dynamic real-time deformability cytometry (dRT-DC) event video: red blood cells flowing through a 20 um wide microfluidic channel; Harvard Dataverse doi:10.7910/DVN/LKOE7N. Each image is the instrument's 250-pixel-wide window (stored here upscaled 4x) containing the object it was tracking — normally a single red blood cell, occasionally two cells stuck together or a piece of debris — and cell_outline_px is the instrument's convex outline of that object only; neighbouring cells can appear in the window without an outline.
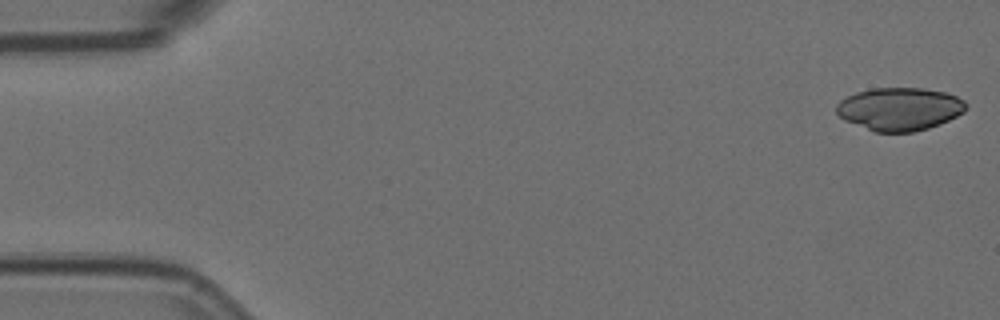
{"species": "Egyptian fruit bat (a non-hibernating species)", "species_latin": "Rousettus aegyptiacus", "temperature_condition": "room temperature", "stored_images_in_passage": 55, "camera_frame_rate_fps": 3000, "um_per_image_px": 0.085, "animal": {"sex": "female"}, "frame": {"image": 1, "passage_image": 1, "time_ms": 0.0, "image_size_px": [1000, 320], "cell_outline_px": [[968, 108], [964, 112], [940, 124], [928, 128], [912, 132], [876, 132], [844, 120], [836, 112], [836, 104], [840, 100], [856, 92], [872, 88], [924, 88], [944, 92], [956, 96], [964, 100], [968, 104]], "centroid_in_image_um": [76.48, 9.26], "position_along_channel_um": 8.5, "area_um2": 32.48}}
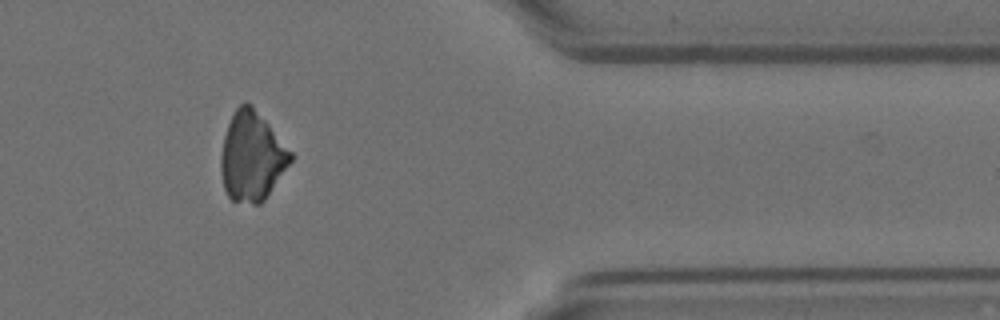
{"frame": {"image": 2, "passage_image": 46, "time_ms": 15.0, "image_size_px": [1000, 320], "cell_outline_px": [[292, 160], [264, 200], [260, 204], [252, 204], [232, 200], [228, 196], [224, 188], [220, 172], [220, 156], [224, 136], [228, 124], [236, 108], [244, 100], [248, 100], [252, 104], [292, 152]], "centroid_in_image_um": [21.39, 13.28], "position_along_channel_um": 390.0, "area_um2": 36.18}}
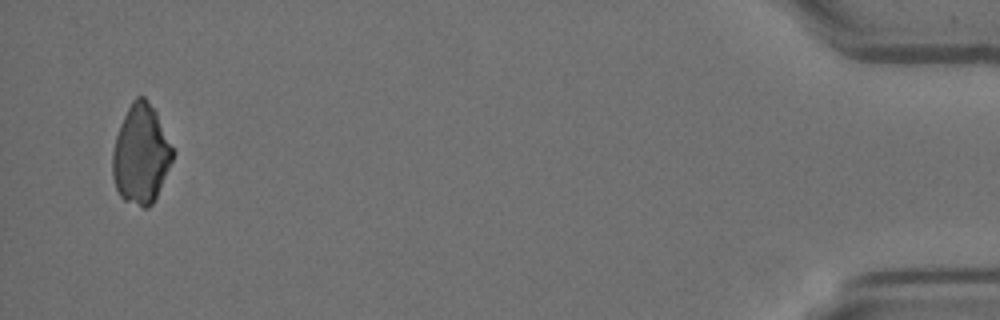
{"frame": {"image": 3, "passage_image": 54, "time_ms": 17.667, "image_size_px": [1000, 320], "cell_outline_px": [[176, 152], [156, 196], [152, 204], [148, 208], [144, 208], [124, 200], [120, 196], [116, 188], [112, 176], [112, 152], [116, 136], [120, 124], [132, 100], [136, 96], [144, 96], [156, 112]], "centroid_in_image_um": [11.98, 13.11], "position_along_channel_um": 423.2, "area_um2": 34.8}}